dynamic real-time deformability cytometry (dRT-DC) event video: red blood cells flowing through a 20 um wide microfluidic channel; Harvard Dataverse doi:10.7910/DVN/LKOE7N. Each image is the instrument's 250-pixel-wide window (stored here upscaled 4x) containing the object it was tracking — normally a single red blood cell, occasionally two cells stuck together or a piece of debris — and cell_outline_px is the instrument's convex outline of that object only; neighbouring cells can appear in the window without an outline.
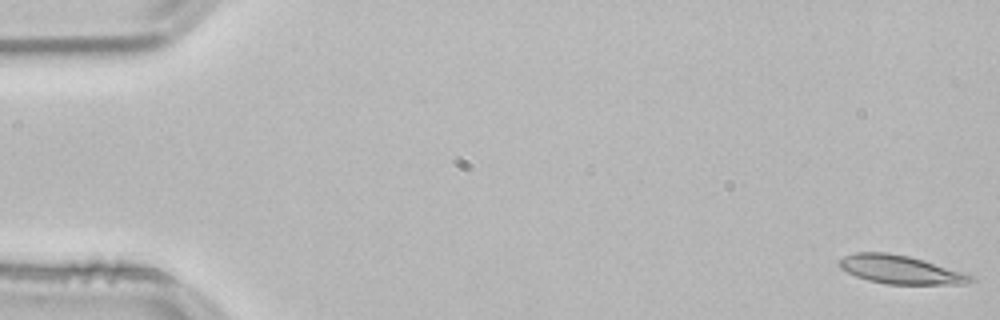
{"species": "common noctule bat (a hibernating species)", "species_latin": "Nyctalus noctula", "temperature_condition": "room temperature", "stored_images_in_passage": 53, "camera_frame_rate_fps": 3000, "um_per_image_px": 0.085, "animal": {"sex": "male", "body_mass_g": 21.5, "forearm_length_mm": 52.0}, "frame": {"image": 1, "passage_image": 1, "time_ms": 0.0, "image_size_px": [1000, 320], "cell_outline_px": [[972, 280], [964, 284], [888, 284], [868, 280], [856, 276], [840, 268], [836, 264], [844, 256], [856, 252], [888, 252], [908, 256], [924, 260], [972, 276]], "centroid_in_image_um": [76.45, 22.91], "position_along_channel_um": 8.6, "area_um2": 21.44}}
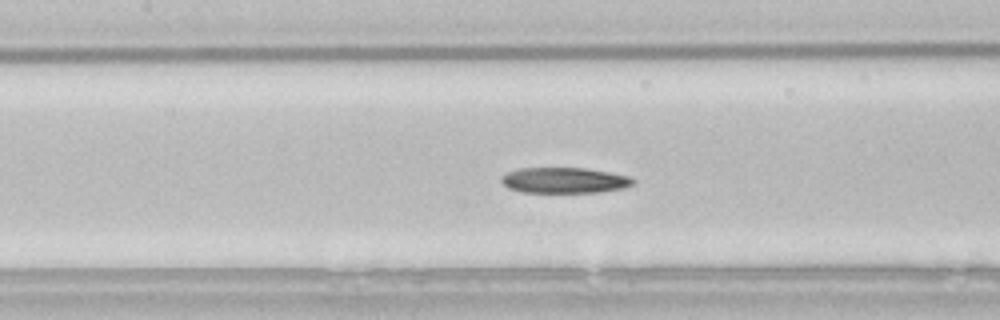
{"frame": {"image": 2, "passage_image": 24, "time_ms": 7.667, "image_size_px": [1000, 320], "cell_outline_px": [[636, 180], [632, 184], [624, 188], [596, 192], [524, 192], [508, 188], [500, 180], [500, 176], [508, 172], [520, 168], [584, 168], [608, 172], [628, 176]], "centroid_in_image_um": [47.95, 15.32], "position_along_channel_um": 159.5, "area_um2": 19.54}}
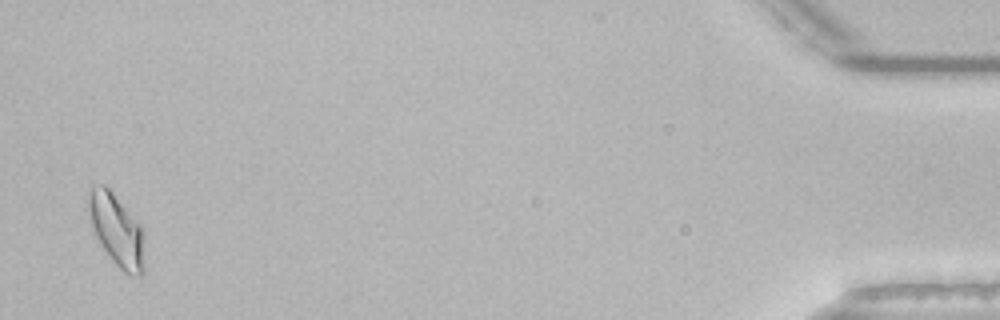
{"frame": {"image": 3, "passage_image": 52, "time_ms": 17.0, "image_size_px": [1000, 320], "cell_outline_px": [[144, 272], [140, 276], [132, 276], [124, 272], [108, 256], [92, 236], [84, 200], [92, 188], [100, 184], [104, 184], [112, 192], [140, 224], [144, 268]], "centroid_in_image_um": [9.8, 19.54], "position_along_channel_um": 425.4, "area_um2": 23.93}, "authors_computed_cell_mechanics": {"area_um2": 21.0392, "velocity_mm_per_s": 3.8134, "shape_relaxation_time_tau1_ms": 11.2004, "shape_relaxation_time_tau2_ms": null, "deformation_change_tau1": 0.2326, "deformation_change_tau2": null}}